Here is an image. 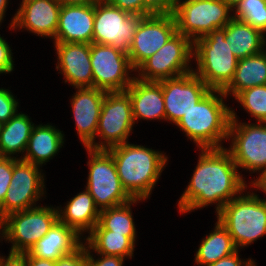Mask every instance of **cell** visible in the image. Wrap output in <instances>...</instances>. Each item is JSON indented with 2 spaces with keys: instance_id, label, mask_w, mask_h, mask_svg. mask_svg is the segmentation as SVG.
Segmentation results:
<instances>
[{
  "instance_id": "40",
  "label": "cell",
  "mask_w": 266,
  "mask_h": 266,
  "mask_svg": "<svg viewBox=\"0 0 266 266\" xmlns=\"http://www.w3.org/2000/svg\"><path fill=\"white\" fill-rule=\"evenodd\" d=\"M0 266H27V252H9L7 258L0 256Z\"/></svg>"
},
{
  "instance_id": "46",
  "label": "cell",
  "mask_w": 266,
  "mask_h": 266,
  "mask_svg": "<svg viewBox=\"0 0 266 266\" xmlns=\"http://www.w3.org/2000/svg\"><path fill=\"white\" fill-rule=\"evenodd\" d=\"M233 10L242 0H224Z\"/></svg>"
},
{
  "instance_id": "22",
  "label": "cell",
  "mask_w": 266,
  "mask_h": 266,
  "mask_svg": "<svg viewBox=\"0 0 266 266\" xmlns=\"http://www.w3.org/2000/svg\"><path fill=\"white\" fill-rule=\"evenodd\" d=\"M81 241L82 237L58 220L28 252L36 258L56 261L77 250L84 243Z\"/></svg>"
},
{
  "instance_id": "34",
  "label": "cell",
  "mask_w": 266,
  "mask_h": 266,
  "mask_svg": "<svg viewBox=\"0 0 266 266\" xmlns=\"http://www.w3.org/2000/svg\"><path fill=\"white\" fill-rule=\"evenodd\" d=\"M18 100L9 89L0 88V122L5 123L18 113Z\"/></svg>"
},
{
  "instance_id": "19",
  "label": "cell",
  "mask_w": 266,
  "mask_h": 266,
  "mask_svg": "<svg viewBox=\"0 0 266 266\" xmlns=\"http://www.w3.org/2000/svg\"><path fill=\"white\" fill-rule=\"evenodd\" d=\"M58 63L56 70L63 74L65 83L74 88L93 87L90 44L54 42Z\"/></svg>"
},
{
  "instance_id": "39",
  "label": "cell",
  "mask_w": 266,
  "mask_h": 266,
  "mask_svg": "<svg viewBox=\"0 0 266 266\" xmlns=\"http://www.w3.org/2000/svg\"><path fill=\"white\" fill-rule=\"evenodd\" d=\"M238 252L239 250L227 257L219 259L208 266H257L255 261L252 259H248L247 261L241 260Z\"/></svg>"
},
{
  "instance_id": "37",
  "label": "cell",
  "mask_w": 266,
  "mask_h": 266,
  "mask_svg": "<svg viewBox=\"0 0 266 266\" xmlns=\"http://www.w3.org/2000/svg\"><path fill=\"white\" fill-rule=\"evenodd\" d=\"M91 252L86 245V266H123L125 259L123 257L98 254L101 258L94 259Z\"/></svg>"
},
{
  "instance_id": "45",
  "label": "cell",
  "mask_w": 266,
  "mask_h": 266,
  "mask_svg": "<svg viewBox=\"0 0 266 266\" xmlns=\"http://www.w3.org/2000/svg\"><path fill=\"white\" fill-rule=\"evenodd\" d=\"M9 0H0V23L4 20Z\"/></svg>"
},
{
  "instance_id": "42",
  "label": "cell",
  "mask_w": 266,
  "mask_h": 266,
  "mask_svg": "<svg viewBox=\"0 0 266 266\" xmlns=\"http://www.w3.org/2000/svg\"><path fill=\"white\" fill-rule=\"evenodd\" d=\"M27 266H55V261L33 257L27 251Z\"/></svg>"
},
{
  "instance_id": "13",
  "label": "cell",
  "mask_w": 266,
  "mask_h": 266,
  "mask_svg": "<svg viewBox=\"0 0 266 266\" xmlns=\"http://www.w3.org/2000/svg\"><path fill=\"white\" fill-rule=\"evenodd\" d=\"M142 15L130 14L106 1L94 5L93 43L128 53Z\"/></svg>"
},
{
  "instance_id": "9",
  "label": "cell",
  "mask_w": 266,
  "mask_h": 266,
  "mask_svg": "<svg viewBox=\"0 0 266 266\" xmlns=\"http://www.w3.org/2000/svg\"><path fill=\"white\" fill-rule=\"evenodd\" d=\"M59 220L58 209L35 206L4 218V239L11 242L10 252H27Z\"/></svg>"
},
{
  "instance_id": "32",
  "label": "cell",
  "mask_w": 266,
  "mask_h": 266,
  "mask_svg": "<svg viewBox=\"0 0 266 266\" xmlns=\"http://www.w3.org/2000/svg\"><path fill=\"white\" fill-rule=\"evenodd\" d=\"M235 99L257 120L256 122L266 120V84L245 89Z\"/></svg>"
},
{
  "instance_id": "12",
  "label": "cell",
  "mask_w": 266,
  "mask_h": 266,
  "mask_svg": "<svg viewBox=\"0 0 266 266\" xmlns=\"http://www.w3.org/2000/svg\"><path fill=\"white\" fill-rule=\"evenodd\" d=\"M93 87L106 92L125 91L132 83L135 71L128 54L111 45L90 44ZM131 71V72H130Z\"/></svg>"
},
{
  "instance_id": "10",
  "label": "cell",
  "mask_w": 266,
  "mask_h": 266,
  "mask_svg": "<svg viewBox=\"0 0 266 266\" xmlns=\"http://www.w3.org/2000/svg\"><path fill=\"white\" fill-rule=\"evenodd\" d=\"M236 113L231 109L228 140L229 153L237 168L255 172L266 169V124L238 123Z\"/></svg>"
},
{
  "instance_id": "4",
  "label": "cell",
  "mask_w": 266,
  "mask_h": 266,
  "mask_svg": "<svg viewBox=\"0 0 266 266\" xmlns=\"http://www.w3.org/2000/svg\"><path fill=\"white\" fill-rule=\"evenodd\" d=\"M197 69L193 72L211 90H224L233 80L238 58L225 40V27L215 29L193 42Z\"/></svg>"
},
{
  "instance_id": "21",
  "label": "cell",
  "mask_w": 266,
  "mask_h": 266,
  "mask_svg": "<svg viewBox=\"0 0 266 266\" xmlns=\"http://www.w3.org/2000/svg\"><path fill=\"white\" fill-rule=\"evenodd\" d=\"M125 92L131 100L134 122L138 119L166 121L162 85L159 82H145L135 77Z\"/></svg>"
},
{
  "instance_id": "6",
  "label": "cell",
  "mask_w": 266,
  "mask_h": 266,
  "mask_svg": "<svg viewBox=\"0 0 266 266\" xmlns=\"http://www.w3.org/2000/svg\"><path fill=\"white\" fill-rule=\"evenodd\" d=\"M232 11L224 0H176L173 16L177 32L194 42L224 28L233 18Z\"/></svg>"
},
{
  "instance_id": "8",
  "label": "cell",
  "mask_w": 266,
  "mask_h": 266,
  "mask_svg": "<svg viewBox=\"0 0 266 266\" xmlns=\"http://www.w3.org/2000/svg\"><path fill=\"white\" fill-rule=\"evenodd\" d=\"M89 174L86 190L93 197L96 206L103 209L122 205L132 200L121 185L112 155L107 150L86 148Z\"/></svg>"
},
{
  "instance_id": "24",
  "label": "cell",
  "mask_w": 266,
  "mask_h": 266,
  "mask_svg": "<svg viewBox=\"0 0 266 266\" xmlns=\"http://www.w3.org/2000/svg\"><path fill=\"white\" fill-rule=\"evenodd\" d=\"M64 144V134L50 124L34 125L25 155L20 159L42 166L59 152Z\"/></svg>"
},
{
  "instance_id": "16",
  "label": "cell",
  "mask_w": 266,
  "mask_h": 266,
  "mask_svg": "<svg viewBox=\"0 0 266 266\" xmlns=\"http://www.w3.org/2000/svg\"><path fill=\"white\" fill-rule=\"evenodd\" d=\"M159 83L162 85L166 121L174 124L211 90L193 71Z\"/></svg>"
},
{
  "instance_id": "25",
  "label": "cell",
  "mask_w": 266,
  "mask_h": 266,
  "mask_svg": "<svg viewBox=\"0 0 266 266\" xmlns=\"http://www.w3.org/2000/svg\"><path fill=\"white\" fill-rule=\"evenodd\" d=\"M225 40L238 59L258 54L266 46V38L261 31L234 17L225 26Z\"/></svg>"
},
{
  "instance_id": "31",
  "label": "cell",
  "mask_w": 266,
  "mask_h": 266,
  "mask_svg": "<svg viewBox=\"0 0 266 266\" xmlns=\"http://www.w3.org/2000/svg\"><path fill=\"white\" fill-rule=\"evenodd\" d=\"M233 13L234 18L250 24L266 35V0H242Z\"/></svg>"
},
{
  "instance_id": "3",
  "label": "cell",
  "mask_w": 266,
  "mask_h": 266,
  "mask_svg": "<svg viewBox=\"0 0 266 266\" xmlns=\"http://www.w3.org/2000/svg\"><path fill=\"white\" fill-rule=\"evenodd\" d=\"M223 98V90H210L175 124L199 149L223 148L222 140L228 139L232 108Z\"/></svg>"
},
{
  "instance_id": "36",
  "label": "cell",
  "mask_w": 266,
  "mask_h": 266,
  "mask_svg": "<svg viewBox=\"0 0 266 266\" xmlns=\"http://www.w3.org/2000/svg\"><path fill=\"white\" fill-rule=\"evenodd\" d=\"M55 266H86V244H82L73 253L57 259Z\"/></svg>"
},
{
  "instance_id": "1",
  "label": "cell",
  "mask_w": 266,
  "mask_h": 266,
  "mask_svg": "<svg viewBox=\"0 0 266 266\" xmlns=\"http://www.w3.org/2000/svg\"><path fill=\"white\" fill-rule=\"evenodd\" d=\"M198 164L178 201L180 213H188L216 204L218 212L237 197L247 184L227 148L200 149Z\"/></svg>"
},
{
  "instance_id": "11",
  "label": "cell",
  "mask_w": 266,
  "mask_h": 266,
  "mask_svg": "<svg viewBox=\"0 0 266 266\" xmlns=\"http://www.w3.org/2000/svg\"><path fill=\"white\" fill-rule=\"evenodd\" d=\"M135 125L129 95L125 92H106L102 102L96 136L95 150H109L128 142Z\"/></svg>"
},
{
  "instance_id": "28",
  "label": "cell",
  "mask_w": 266,
  "mask_h": 266,
  "mask_svg": "<svg viewBox=\"0 0 266 266\" xmlns=\"http://www.w3.org/2000/svg\"><path fill=\"white\" fill-rule=\"evenodd\" d=\"M85 244L97 254L132 258L135 243L123 234L105 230L99 223L86 238Z\"/></svg>"
},
{
  "instance_id": "14",
  "label": "cell",
  "mask_w": 266,
  "mask_h": 266,
  "mask_svg": "<svg viewBox=\"0 0 266 266\" xmlns=\"http://www.w3.org/2000/svg\"><path fill=\"white\" fill-rule=\"evenodd\" d=\"M40 166L13 156V173L10 187L0 206V216L24 211L36 206L44 195V174Z\"/></svg>"
},
{
  "instance_id": "2",
  "label": "cell",
  "mask_w": 266,
  "mask_h": 266,
  "mask_svg": "<svg viewBox=\"0 0 266 266\" xmlns=\"http://www.w3.org/2000/svg\"><path fill=\"white\" fill-rule=\"evenodd\" d=\"M113 157L124 190L132 199L149 198L167 165L161 151L128 142L107 150Z\"/></svg>"
},
{
  "instance_id": "17",
  "label": "cell",
  "mask_w": 266,
  "mask_h": 266,
  "mask_svg": "<svg viewBox=\"0 0 266 266\" xmlns=\"http://www.w3.org/2000/svg\"><path fill=\"white\" fill-rule=\"evenodd\" d=\"M60 9L59 0H22L10 22V29L25 28L34 35L55 39Z\"/></svg>"
},
{
  "instance_id": "7",
  "label": "cell",
  "mask_w": 266,
  "mask_h": 266,
  "mask_svg": "<svg viewBox=\"0 0 266 266\" xmlns=\"http://www.w3.org/2000/svg\"><path fill=\"white\" fill-rule=\"evenodd\" d=\"M193 58V42L176 33L161 49L146 59L136 70L137 79L145 82H159L193 71L189 66Z\"/></svg>"
},
{
  "instance_id": "26",
  "label": "cell",
  "mask_w": 266,
  "mask_h": 266,
  "mask_svg": "<svg viewBox=\"0 0 266 266\" xmlns=\"http://www.w3.org/2000/svg\"><path fill=\"white\" fill-rule=\"evenodd\" d=\"M266 84V53L238 59L235 75L223 93L234 98L243 90Z\"/></svg>"
},
{
  "instance_id": "41",
  "label": "cell",
  "mask_w": 266,
  "mask_h": 266,
  "mask_svg": "<svg viewBox=\"0 0 266 266\" xmlns=\"http://www.w3.org/2000/svg\"><path fill=\"white\" fill-rule=\"evenodd\" d=\"M110 5L120 8L130 14H134V0H105Z\"/></svg>"
},
{
  "instance_id": "35",
  "label": "cell",
  "mask_w": 266,
  "mask_h": 266,
  "mask_svg": "<svg viewBox=\"0 0 266 266\" xmlns=\"http://www.w3.org/2000/svg\"><path fill=\"white\" fill-rule=\"evenodd\" d=\"M13 173V157H0V206L2 205Z\"/></svg>"
},
{
  "instance_id": "30",
  "label": "cell",
  "mask_w": 266,
  "mask_h": 266,
  "mask_svg": "<svg viewBox=\"0 0 266 266\" xmlns=\"http://www.w3.org/2000/svg\"><path fill=\"white\" fill-rule=\"evenodd\" d=\"M140 199H132L131 201L115 207L103 209L100 211L99 224L109 231L123 234L129 237L134 243L136 238V227L133 221L131 206Z\"/></svg>"
},
{
  "instance_id": "5",
  "label": "cell",
  "mask_w": 266,
  "mask_h": 266,
  "mask_svg": "<svg viewBox=\"0 0 266 266\" xmlns=\"http://www.w3.org/2000/svg\"><path fill=\"white\" fill-rule=\"evenodd\" d=\"M248 193H240L216 213L238 250L266 235V200Z\"/></svg>"
},
{
  "instance_id": "27",
  "label": "cell",
  "mask_w": 266,
  "mask_h": 266,
  "mask_svg": "<svg viewBox=\"0 0 266 266\" xmlns=\"http://www.w3.org/2000/svg\"><path fill=\"white\" fill-rule=\"evenodd\" d=\"M31 118L24 113H17L10 120L2 123L0 130V157H11L26 151L34 127Z\"/></svg>"
},
{
  "instance_id": "23",
  "label": "cell",
  "mask_w": 266,
  "mask_h": 266,
  "mask_svg": "<svg viewBox=\"0 0 266 266\" xmlns=\"http://www.w3.org/2000/svg\"><path fill=\"white\" fill-rule=\"evenodd\" d=\"M66 204L64 210L57 207L59 221L72 228L80 237L84 231L90 233L99 222L100 215L90 193L85 189Z\"/></svg>"
},
{
  "instance_id": "20",
  "label": "cell",
  "mask_w": 266,
  "mask_h": 266,
  "mask_svg": "<svg viewBox=\"0 0 266 266\" xmlns=\"http://www.w3.org/2000/svg\"><path fill=\"white\" fill-rule=\"evenodd\" d=\"M94 5H61L54 42L93 43Z\"/></svg>"
},
{
  "instance_id": "29",
  "label": "cell",
  "mask_w": 266,
  "mask_h": 266,
  "mask_svg": "<svg viewBox=\"0 0 266 266\" xmlns=\"http://www.w3.org/2000/svg\"><path fill=\"white\" fill-rule=\"evenodd\" d=\"M215 225L214 230L202 239L196 252L195 263L197 265L208 266L238 250L231 235L218 219Z\"/></svg>"
},
{
  "instance_id": "47",
  "label": "cell",
  "mask_w": 266,
  "mask_h": 266,
  "mask_svg": "<svg viewBox=\"0 0 266 266\" xmlns=\"http://www.w3.org/2000/svg\"><path fill=\"white\" fill-rule=\"evenodd\" d=\"M0 234L2 235V236L0 235V238L2 237L1 239H4V218H2L1 216H0Z\"/></svg>"
},
{
  "instance_id": "38",
  "label": "cell",
  "mask_w": 266,
  "mask_h": 266,
  "mask_svg": "<svg viewBox=\"0 0 266 266\" xmlns=\"http://www.w3.org/2000/svg\"><path fill=\"white\" fill-rule=\"evenodd\" d=\"M12 50L8 43L0 35V74L14 71Z\"/></svg>"
},
{
  "instance_id": "18",
  "label": "cell",
  "mask_w": 266,
  "mask_h": 266,
  "mask_svg": "<svg viewBox=\"0 0 266 266\" xmlns=\"http://www.w3.org/2000/svg\"><path fill=\"white\" fill-rule=\"evenodd\" d=\"M71 107L77 134L85 148L95 150L96 131L106 91L95 87L75 88Z\"/></svg>"
},
{
  "instance_id": "33",
  "label": "cell",
  "mask_w": 266,
  "mask_h": 266,
  "mask_svg": "<svg viewBox=\"0 0 266 266\" xmlns=\"http://www.w3.org/2000/svg\"><path fill=\"white\" fill-rule=\"evenodd\" d=\"M176 0H134V14L148 16L151 14L173 13Z\"/></svg>"
},
{
  "instance_id": "15",
  "label": "cell",
  "mask_w": 266,
  "mask_h": 266,
  "mask_svg": "<svg viewBox=\"0 0 266 266\" xmlns=\"http://www.w3.org/2000/svg\"><path fill=\"white\" fill-rule=\"evenodd\" d=\"M176 33L173 13L143 16L127 53L132 68L136 70Z\"/></svg>"
},
{
  "instance_id": "43",
  "label": "cell",
  "mask_w": 266,
  "mask_h": 266,
  "mask_svg": "<svg viewBox=\"0 0 266 266\" xmlns=\"http://www.w3.org/2000/svg\"><path fill=\"white\" fill-rule=\"evenodd\" d=\"M251 182H252L251 185L254 188H256L257 190H260L261 189L262 192H264L265 195H266V169H264L260 173L259 177L256 180L251 181ZM264 200H266V199H264Z\"/></svg>"
},
{
  "instance_id": "44",
  "label": "cell",
  "mask_w": 266,
  "mask_h": 266,
  "mask_svg": "<svg viewBox=\"0 0 266 266\" xmlns=\"http://www.w3.org/2000/svg\"><path fill=\"white\" fill-rule=\"evenodd\" d=\"M61 5H95L105 0H59Z\"/></svg>"
}]
</instances>
